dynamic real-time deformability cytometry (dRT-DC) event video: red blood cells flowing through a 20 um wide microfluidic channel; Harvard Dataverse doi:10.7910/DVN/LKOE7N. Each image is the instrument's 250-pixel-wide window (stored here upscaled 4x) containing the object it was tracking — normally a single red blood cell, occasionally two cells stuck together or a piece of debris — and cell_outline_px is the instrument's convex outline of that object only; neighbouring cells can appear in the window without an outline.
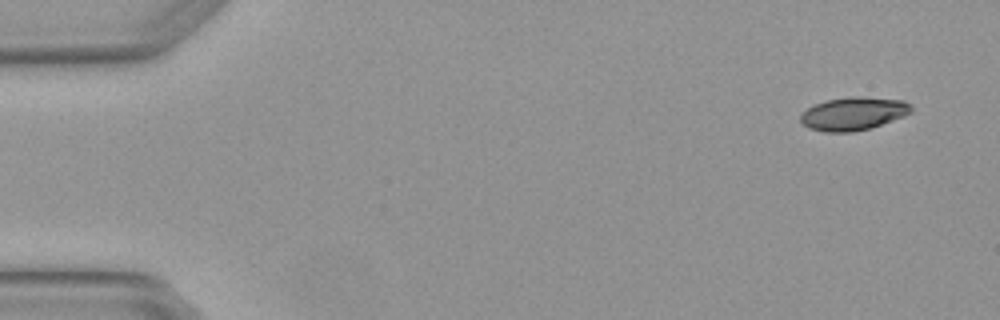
{"species": "Egyptian fruit bat (a non-hibernating species)", "species_latin": "Rousettus aegyptiacus", "temperature_condition": "warm", "stored_images_in_passage": 5, "segment_of_instrument_passage": [2, 2], "camera_frame_rate_fps": 3000, "um_per_image_px": 0.085, "animal": {"sex": "female"}, "frame": {"image": 1, "passage_image": 5, "time_ms": 1.333, "image_size_px": [1000, 320], "cell_outline_px": [[912, 112], [904, 116], [872, 128], [852, 132], [824, 132], [808, 128], [800, 120], [800, 116], [808, 108], [816, 104], [828, 100], [848, 96], [860, 96], [904, 100], [912, 104]], "centroid_in_image_um": [72.58, 9.66], "position_along_channel_um": 12.4, "area_um2": 21.5}}